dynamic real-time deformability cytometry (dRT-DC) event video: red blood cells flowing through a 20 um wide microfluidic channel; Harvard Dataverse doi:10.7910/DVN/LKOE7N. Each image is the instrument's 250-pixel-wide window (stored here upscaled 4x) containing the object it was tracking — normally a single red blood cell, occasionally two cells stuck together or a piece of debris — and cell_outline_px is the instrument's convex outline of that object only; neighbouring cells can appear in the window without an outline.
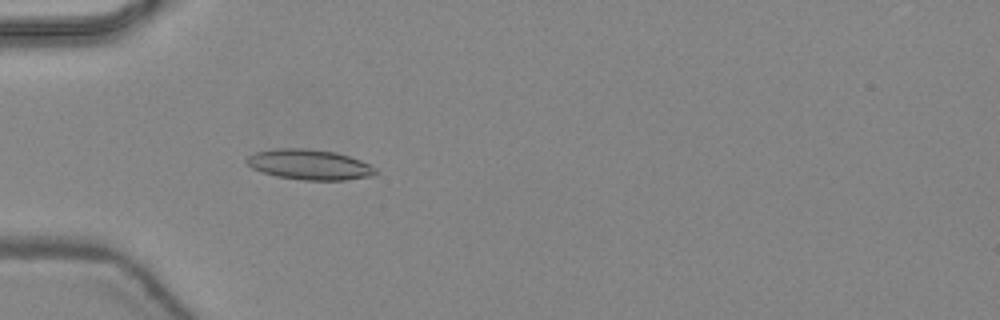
{"species": "common noctule bat (a hibernating species)", "species_latin": "Nyctalus noctula", "temperature_condition": "warm", "stored_images_in_passage": 41, "camera_frame_rate_fps": 3000, "um_per_image_px": 0.085, "animal": {"sex": "female", "body_mass_g": 24.6, "forearm_length_mm": 56.2}, "frame": {"image": 1, "passage_image": 16, "time_ms": 5.0, "image_size_px": [1000, 320], "cell_outline_px": [[376, 172], [372, 176], [344, 180], [304, 180], [276, 176], [252, 168], [244, 160], [248, 156], [256, 152], [276, 148], [308, 148], [336, 152], [360, 160], [376, 168]], "centroid_in_image_um": [26.29, 13.98], "position_along_channel_um": 58.7, "area_um2": 22.66}}
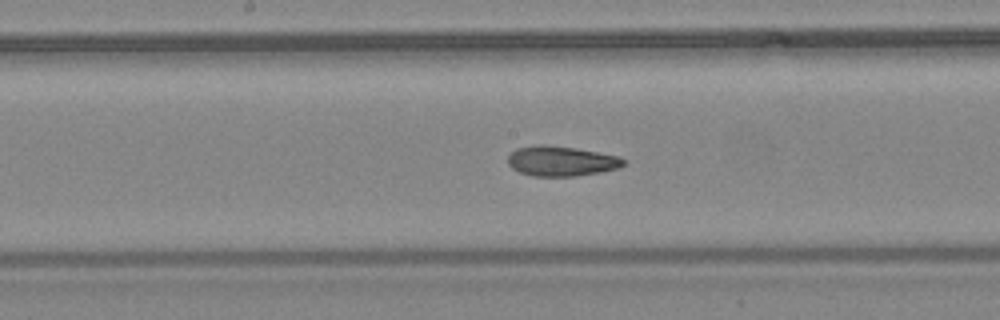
{"frame": {"image": 2, "passage_image": 26, "time_ms": 8.333, "image_size_px": [1000, 320], "cell_outline_px": [[624, 164], [616, 168], [600, 172], [576, 176], [532, 176], [520, 172], [512, 168], [508, 164], [508, 156], [516, 148], [536, 144], [544, 144], [576, 148], [620, 156], [624, 160]], "centroid_in_image_um": [47.67, 13.68], "position_along_channel_um": 200.5, "area_um2": 20.23}}
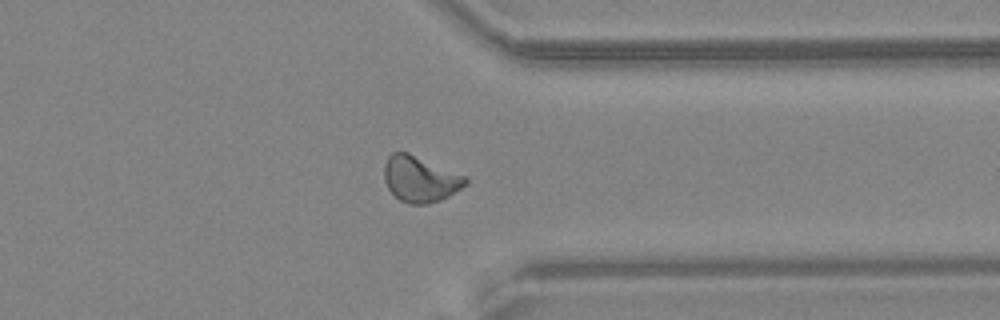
{"frame": {"image": 3, "passage_image": 38, "time_ms": 12.333, "image_size_px": [1000, 320], "cell_outline_px": [[468, 184], [448, 196], [440, 200], [424, 204], [408, 204], [400, 200], [388, 188], [384, 180], [384, 164], [388, 156], [392, 152], [408, 152], [464, 176], [468, 180]], "centroid_in_image_um": [35.68, 15.22], "position_along_channel_um": 375.7, "area_um2": 21.5}, "authors_computed_cell_mechanics": {"area_um2": 20.6346, "velocity_mm_per_s": 4.4415, "shape_relaxation_time_tau1_ms": 6.732, "shape_relaxation_time_tau2_ms": 2.4107, "deformation_change_tau1": 0.2241, "deformation_change_tau2": 0.0934}}